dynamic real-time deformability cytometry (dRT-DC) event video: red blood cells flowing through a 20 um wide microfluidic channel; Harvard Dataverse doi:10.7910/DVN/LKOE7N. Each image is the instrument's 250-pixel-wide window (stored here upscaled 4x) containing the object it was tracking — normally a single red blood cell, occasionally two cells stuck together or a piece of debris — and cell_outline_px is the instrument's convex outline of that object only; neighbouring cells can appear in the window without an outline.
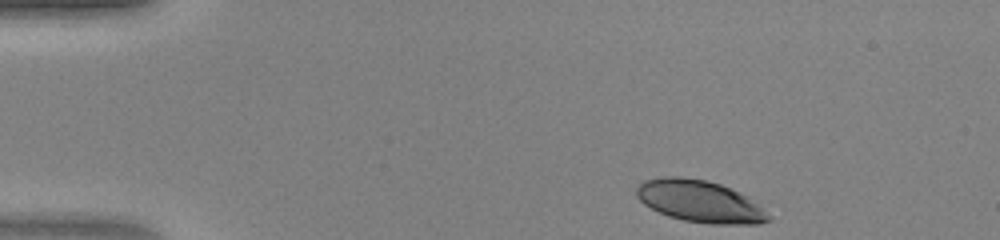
{"species": "human", "species_latin": "Homo sapiens", "temperature_condition": "warm", "stored_images_in_passage": 41, "camera_frame_rate_fps": 3000, "um_per_image_px": 0.085, "donor": {"sex": "female"}, "frame": {"image": 1, "passage_image": 1, "time_ms": 0.0, "image_size_px": [1000, 240], "cell_outline_px": [[772, 220], [760, 224], [708, 224], [684, 220], [668, 216], [644, 204], [636, 196], [636, 188], [644, 180], [660, 176], [680, 176], [708, 180], [720, 184], [748, 196]], "centroid_in_image_um": [59.45, 17.1], "position_along_channel_um": 25.6, "area_um2": 32.14}}
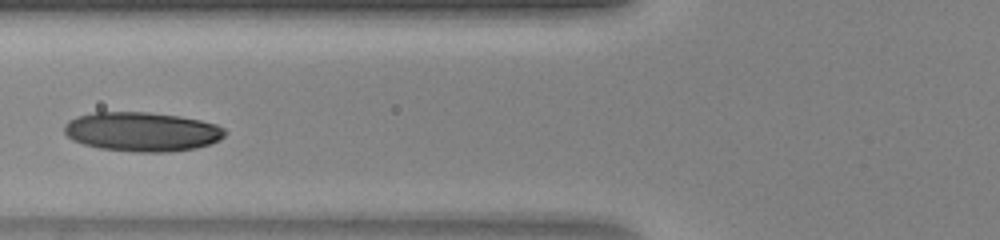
{"frame": {"image": 2, "passage_image": 13, "time_ms": 4.0, "image_size_px": [1000, 240], "cell_outline_px": [[228, 132], [220, 140], [196, 148], [168, 152], [136, 152], [100, 148], [84, 144], [72, 140], [64, 132], [64, 124], [68, 120], [76, 116], [92, 112], [148, 112], [180, 116], [200, 120], [216, 124], [224, 128]], "centroid_in_image_um": [12.07, 11.19], "position_along_channel_um": 113.7, "area_um2": 36.99}}
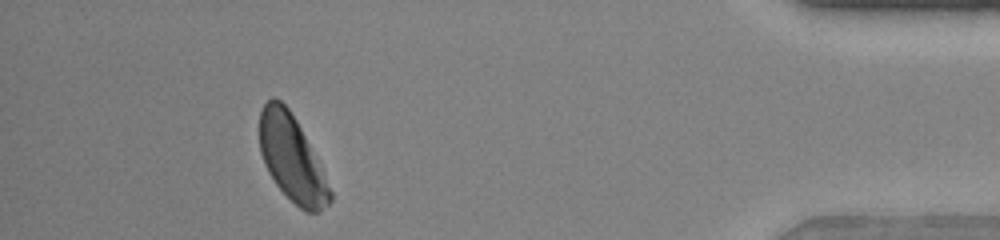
{"frame": {"image": 3, "passage_image": 37, "time_ms": 12.0, "image_size_px": [1000, 240], "cell_outline_px": [[332, 200], [320, 212], [308, 212], [300, 208], [276, 184], [268, 172], [264, 164], [260, 152], [260, 112], [264, 104], [272, 96], [280, 100], [288, 108], [296, 120], [332, 192]], "centroid_in_image_um": [24.78, 13.46], "position_along_channel_um": 410.4, "area_um2": 34.33}}